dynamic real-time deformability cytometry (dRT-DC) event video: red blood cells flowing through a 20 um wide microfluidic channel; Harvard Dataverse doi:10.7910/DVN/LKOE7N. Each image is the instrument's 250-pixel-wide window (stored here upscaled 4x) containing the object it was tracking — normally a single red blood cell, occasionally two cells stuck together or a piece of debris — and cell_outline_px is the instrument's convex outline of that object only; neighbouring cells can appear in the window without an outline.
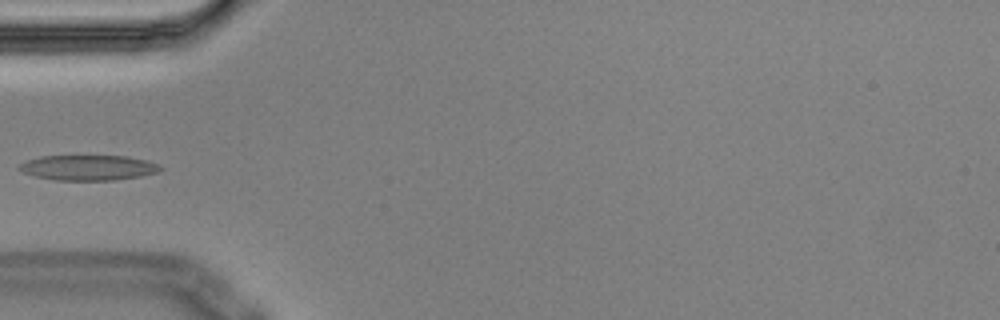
{"species": "Egyptian fruit bat (a non-hibernating species)", "species_latin": "Rousettus aegyptiacus", "temperature_condition": "cold", "stored_images_in_passage": 6, "camera_frame_rate_fps": 3000, "um_per_image_px": 0.085, "animal": {"sex": "male"}, "frame": {"image": 1, "passage_image": 5, "time_ms": 1.333, "image_size_px": [1000, 320], "cell_outline_px": [[164, 168], [156, 172], [140, 176], [112, 180], [56, 180], [36, 176], [24, 172], [16, 168], [20, 164], [28, 160], [40, 156], [124, 156], [148, 160], [160, 164]], "centroid_in_image_um": [7.53, 14.24], "position_along_channel_um": 77.5, "area_um2": 20.63}}